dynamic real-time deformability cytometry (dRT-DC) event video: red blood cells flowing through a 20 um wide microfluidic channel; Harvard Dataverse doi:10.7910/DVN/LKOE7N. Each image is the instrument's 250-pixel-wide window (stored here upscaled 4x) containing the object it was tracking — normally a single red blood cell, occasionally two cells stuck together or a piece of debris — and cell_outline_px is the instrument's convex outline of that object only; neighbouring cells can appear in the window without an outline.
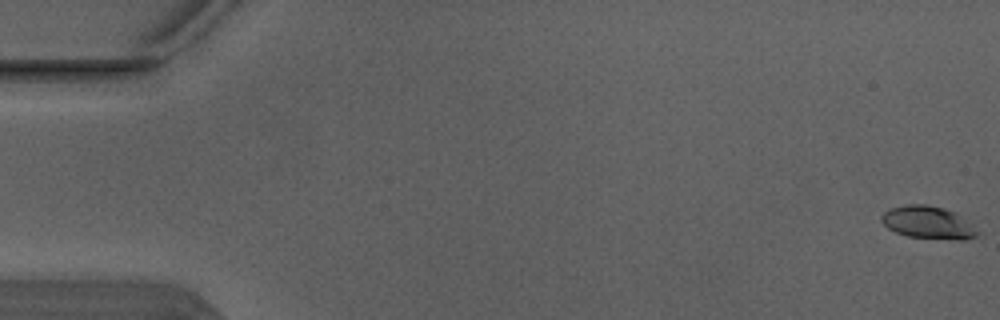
{"species": "Egyptian fruit bat (a non-hibernating species)", "species_latin": "Rousettus aegyptiacus", "temperature_condition": "warm", "stored_images_in_passage": 4, "camera_frame_rate_fps": 3000, "um_per_image_px": 0.085, "animal": {"sex": "male"}, "frame": {"image": 1, "passage_image": 1, "time_ms": 0.0, "image_size_px": [1000, 320], "cell_outline_px": [[980, 232], [976, 236], [964, 240], [960, 240], [908, 236], [896, 232], [888, 228], [880, 220], [880, 216], [888, 208], [908, 204], [928, 204], [944, 208], [956, 212]], "centroid_in_image_um": [78.87, 18.9], "position_along_channel_um": 6.1, "area_um2": 18.26}}
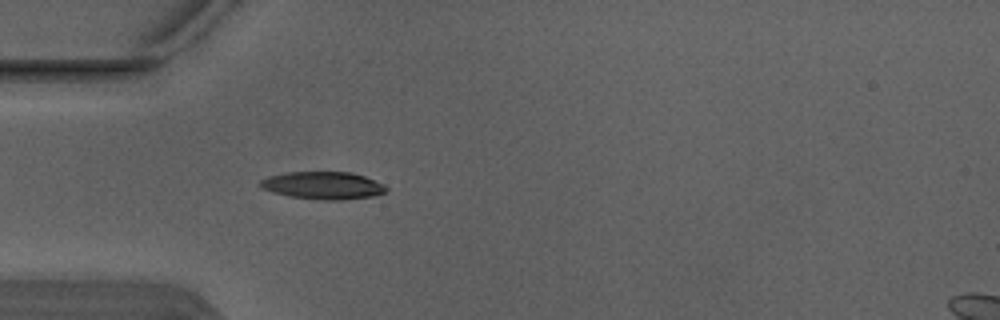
{"frame": {"image": 2, "passage_image": 4, "time_ms": 1.0, "image_size_px": [1000, 320], "cell_outline_px": [[388, 188], [384, 192], [372, 196], [340, 200], [324, 200], [288, 196], [272, 192], [264, 188], [260, 184], [260, 180], [268, 176], [288, 172], [352, 172], [364, 176], [384, 184]], "centroid_in_image_um": [27.46, 15.76], "position_along_channel_um": 57.5, "area_um2": 20.06}}